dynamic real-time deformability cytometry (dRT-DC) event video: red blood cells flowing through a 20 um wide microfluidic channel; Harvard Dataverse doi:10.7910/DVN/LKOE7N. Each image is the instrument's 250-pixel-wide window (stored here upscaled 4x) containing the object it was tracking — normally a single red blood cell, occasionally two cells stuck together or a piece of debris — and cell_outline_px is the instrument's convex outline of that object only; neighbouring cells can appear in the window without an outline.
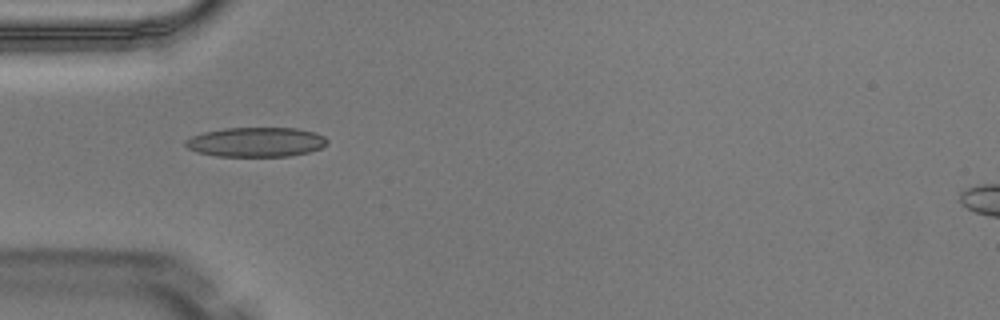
{"species": "Egyptian fruit bat (a non-hibernating species)", "species_latin": "Rousettus aegyptiacus", "temperature_condition": "warm", "stored_images_in_passage": 3, "camera_frame_rate_fps": 3000, "um_per_image_px": 0.085, "animal": {"sex": "male"}, "frame": {"image": 1, "passage_image": 1, "time_ms": 0.0, "image_size_px": [1000, 320], "cell_outline_px": [[328, 144], [320, 148], [308, 152], [288, 156], [216, 156], [196, 152], [188, 148], [184, 144], [184, 140], [192, 136], [204, 132], [224, 128], [296, 128], [316, 132], [324, 136], [328, 140]], "centroid_in_image_um": [21.76, 12.07], "position_along_channel_um": 63.2, "area_um2": 24.51}}